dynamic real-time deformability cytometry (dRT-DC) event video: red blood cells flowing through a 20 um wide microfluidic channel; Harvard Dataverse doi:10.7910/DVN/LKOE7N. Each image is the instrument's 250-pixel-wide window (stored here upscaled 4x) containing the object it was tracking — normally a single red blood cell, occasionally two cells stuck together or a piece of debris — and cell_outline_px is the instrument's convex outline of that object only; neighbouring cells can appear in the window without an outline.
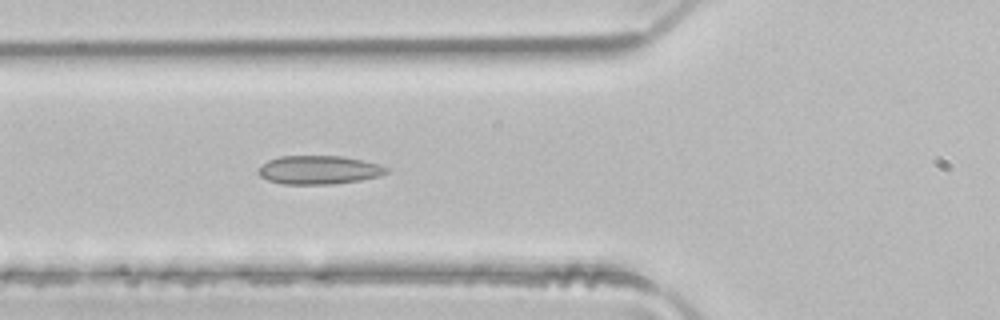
{"species": "common noctule bat (a hibernating species)", "species_latin": "Nyctalus noctula", "temperature_condition": "room temperature", "stored_images_in_passage": 10, "camera_frame_rate_fps": 3000, "um_per_image_px": 0.085, "animal": {"sex": "male", "body_mass_g": 21.5, "forearm_length_mm": 52.0}, "frame": {"image": 1, "passage_image": 6, "time_ms": 1.667, "image_size_px": [1000, 320], "cell_outline_px": [[392, 168], [388, 172], [380, 176], [360, 180], [332, 184], [284, 184], [268, 180], [260, 176], [260, 168], [268, 160], [280, 156], [340, 156], [380, 164]], "centroid_in_image_um": [27.17, 14.44], "position_along_channel_um": 98.6, "area_um2": 21.21}}